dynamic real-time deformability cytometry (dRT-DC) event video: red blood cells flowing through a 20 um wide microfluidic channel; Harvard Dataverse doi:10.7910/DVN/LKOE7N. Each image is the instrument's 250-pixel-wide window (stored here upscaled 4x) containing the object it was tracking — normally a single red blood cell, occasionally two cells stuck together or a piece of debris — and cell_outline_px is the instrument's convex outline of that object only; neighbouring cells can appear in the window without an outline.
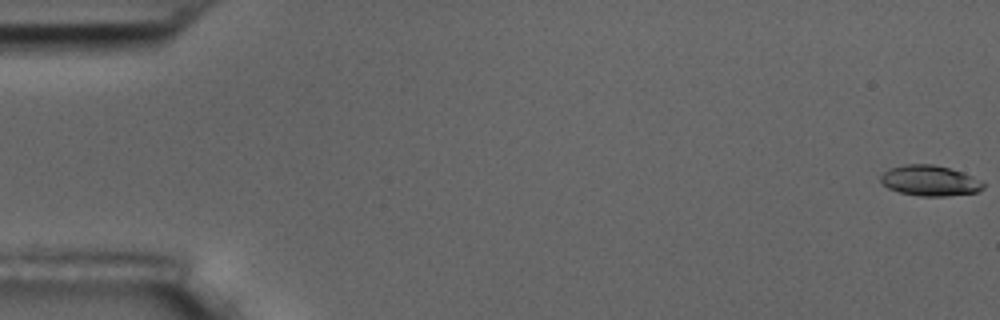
{"species": "common noctule bat (a hibernating species)", "species_latin": "Nyctalus noctula", "temperature_condition": "room temperature", "stored_images_in_passage": 57, "camera_frame_rate_fps": 3000, "um_per_image_px": 0.085, "animal": {"sex": "male", "body_mass_g": 17.5, "forearm_length_mm": 52.3}, "frame": {"image": 1, "passage_image": 1, "time_ms": 0.0, "image_size_px": [1000, 320], "cell_outline_px": [[984, 188], [976, 192], [948, 196], [920, 196], [900, 192], [888, 188], [880, 180], [880, 176], [888, 168], [904, 164], [932, 164], [948, 168], [972, 176], [984, 184]], "centroid_in_image_um": [79.0, 15.35], "position_along_channel_um": 6.0, "area_um2": 18.09}}
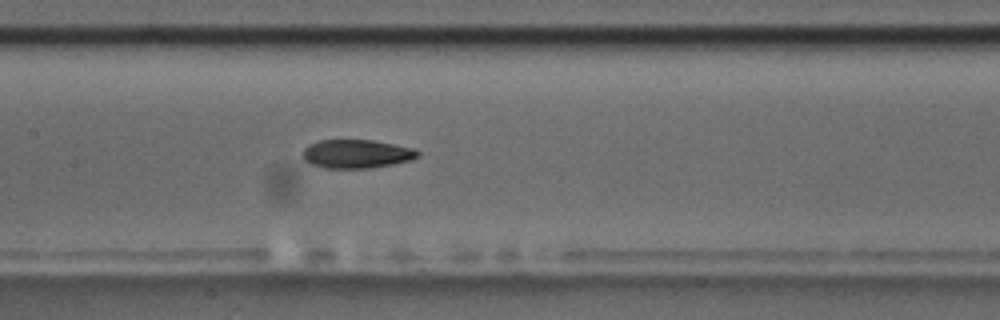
{"frame": {"image": 2, "passage_image": 28, "time_ms": 9.0, "image_size_px": [1000, 320], "cell_outline_px": [[420, 156], [412, 160], [396, 164], [372, 168], [324, 168], [312, 164], [304, 160], [304, 148], [308, 144], [320, 140], [372, 140], [412, 148], [420, 152]], "centroid_in_image_um": [30.33, 13.09], "position_along_channel_um": 177.1, "area_um2": 19.25}}
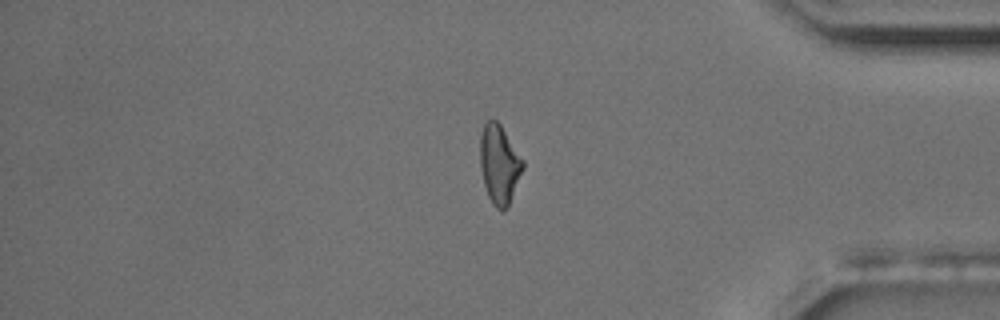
{"frame": {"image": 3, "passage_image": 48, "time_ms": 15.667, "image_size_px": [1000, 320], "cell_outline_px": [[524, 168], [508, 204], [504, 208], [496, 208], [492, 204], [488, 196], [484, 184], [480, 168], [480, 136], [484, 124], [488, 120], [496, 120], [500, 124], [524, 160]], "centroid_in_image_um": [42.43, 13.93], "position_along_channel_um": 392.8, "area_um2": 19.42}, "authors_computed_cell_mechanics": {"area_um2": 19.1318, "velocity_mm_per_s": 3.6063, "shape_relaxation_time_tau1_ms": 5.1515, "shape_relaxation_time_tau2_ms": 3.7732, "deformation_change_tau1": 0.1801, "deformation_change_tau2": 0.1125}}